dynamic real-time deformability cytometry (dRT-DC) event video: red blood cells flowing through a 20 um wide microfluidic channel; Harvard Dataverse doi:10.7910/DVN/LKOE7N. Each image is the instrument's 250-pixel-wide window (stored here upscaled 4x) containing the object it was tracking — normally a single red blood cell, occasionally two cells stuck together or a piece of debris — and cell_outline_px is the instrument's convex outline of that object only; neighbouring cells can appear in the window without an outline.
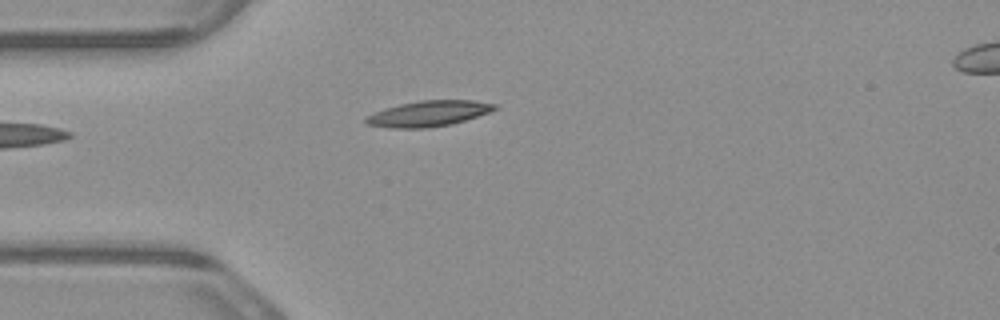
{"species": "common noctule bat (a hibernating species)", "species_latin": "Nyctalus noctula", "temperature_condition": "warm", "stored_images_in_passage": 5, "camera_frame_rate_fps": 3000, "um_per_image_px": 0.085, "animal": {"sex": "male", "body_mass_g": 23.1, "forearm_length_mm": 52.7}, "frame": {"image": 1, "passage_image": 4, "time_ms": 1.0, "image_size_px": [1000, 320], "cell_outline_px": [[496, 108], [488, 112], [452, 124], [428, 128], [388, 128], [368, 124], [364, 120], [364, 116], [372, 112], [384, 108], [400, 104], [420, 100], [476, 100], [496, 104]], "centroid_in_image_um": [36.36, 9.65], "position_along_channel_um": 48.6, "area_um2": 19.31}}